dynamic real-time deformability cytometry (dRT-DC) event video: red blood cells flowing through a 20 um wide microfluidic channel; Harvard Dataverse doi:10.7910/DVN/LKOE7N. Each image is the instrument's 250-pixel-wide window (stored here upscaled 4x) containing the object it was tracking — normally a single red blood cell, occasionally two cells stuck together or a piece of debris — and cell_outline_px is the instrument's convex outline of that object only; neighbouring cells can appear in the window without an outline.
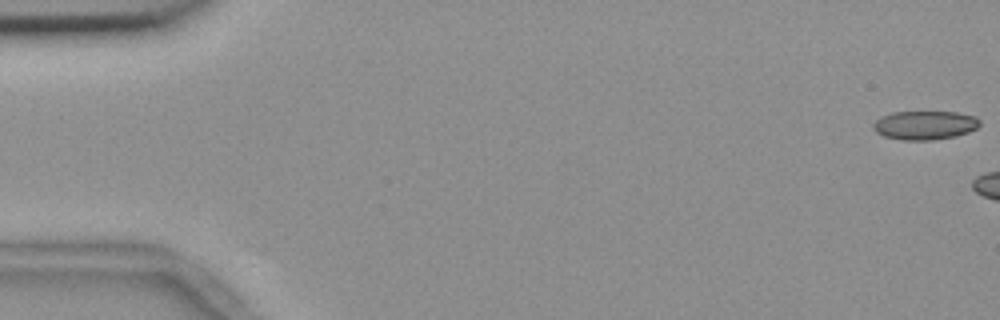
{"species": "common noctule bat (a hibernating species)", "species_latin": "Nyctalus noctula", "temperature_condition": "room temperature", "stored_images_in_passage": 5, "camera_frame_rate_fps": 3000, "um_per_image_px": 0.085, "animal": {"sex": "female", "body_mass_g": 18.4}, "frame": {"image": 1, "passage_image": 1, "time_ms": 0.0, "image_size_px": [1000, 320], "cell_outline_px": [[980, 124], [976, 128], [968, 132], [956, 136], [932, 140], [904, 140], [884, 136], [876, 132], [872, 128], [872, 124], [880, 116], [892, 112], [956, 112], [976, 116], [980, 120]], "centroid_in_image_um": [78.6, 10.64], "position_along_channel_um": 6.4, "area_um2": 17.98}}